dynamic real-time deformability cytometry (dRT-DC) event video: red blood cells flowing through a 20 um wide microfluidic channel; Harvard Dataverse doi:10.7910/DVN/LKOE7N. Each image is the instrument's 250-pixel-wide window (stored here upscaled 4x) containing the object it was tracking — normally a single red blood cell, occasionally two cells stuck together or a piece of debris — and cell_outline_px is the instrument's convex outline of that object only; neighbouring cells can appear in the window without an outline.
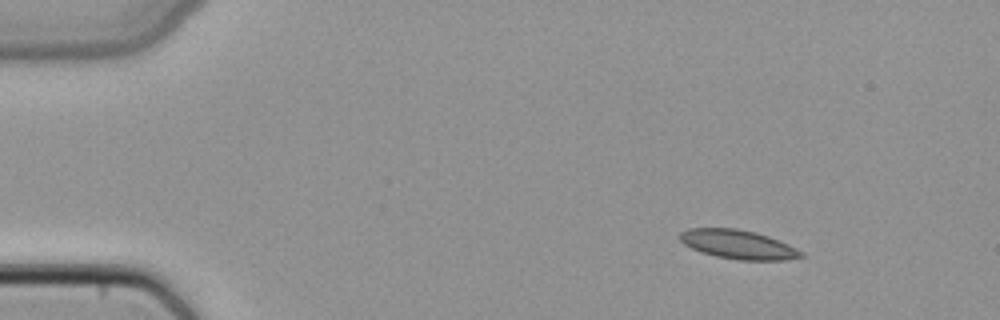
{"species": "common noctule bat (a hibernating species)", "species_latin": "Nyctalus noctula", "temperature_condition": "cold", "stored_images_in_passage": 3, "camera_frame_rate_fps": 3000, "um_per_image_px": 0.085, "animal": {"sex": "female", "body_mass_g": 22.7, "forearm_length_mm": 54.2}, "frame": {"image": 1, "passage_image": 1, "time_ms": 0.0, "image_size_px": [1000, 320], "cell_outline_px": [[804, 256], [788, 260], [740, 260], [716, 256], [700, 252], [684, 244], [680, 240], [680, 232], [688, 228], [736, 228], [756, 232], [768, 236], [788, 244], [804, 252]], "centroid_in_image_um": [62.75, 20.78], "position_along_channel_um": 22.3, "area_um2": 20.52}}